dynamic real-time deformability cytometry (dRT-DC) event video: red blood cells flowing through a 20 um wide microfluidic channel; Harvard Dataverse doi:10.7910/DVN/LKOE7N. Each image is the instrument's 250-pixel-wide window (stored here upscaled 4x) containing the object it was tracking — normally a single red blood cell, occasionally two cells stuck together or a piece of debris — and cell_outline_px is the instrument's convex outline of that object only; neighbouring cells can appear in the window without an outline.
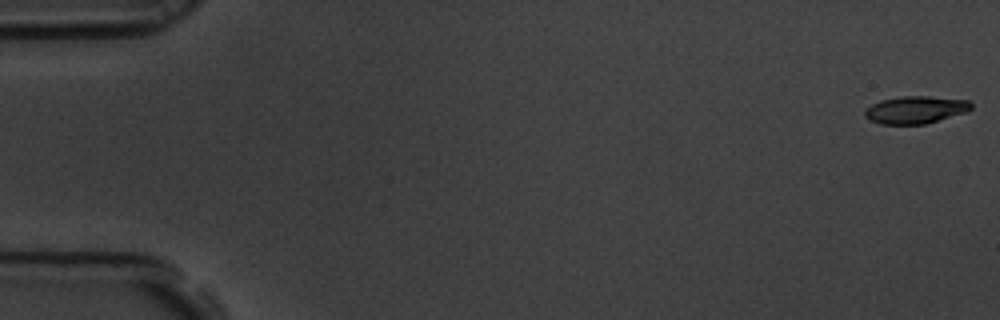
{"species": "common noctule bat (a hibernating species)", "species_latin": "Nyctalus noctula", "temperature_condition": "room temperature", "stored_images_in_passage": 59, "camera_frame_rate_fps": 3000, "um_per_image_px": 0.085, "animal": {"sex": "male", "body_mass_g": 19.5, "forearm_length_mm": 54.6}, "frame": {"image": 1, "passage_image": 1, "time_ms": 0.0, "image_size_px": [1000, 320], "cell_outline_px": [[972, 108], [968, 112], [924, 124], [880, 124], [864, 116], [864, 112], [872, 104], [880, 100], [900, 96], [928, 96], [968, 100], [972, 104]], "centroid_in_image_um": [77.84, 9.32], "position_along_channel_um": 7.2, "area_um2": 16.99}}
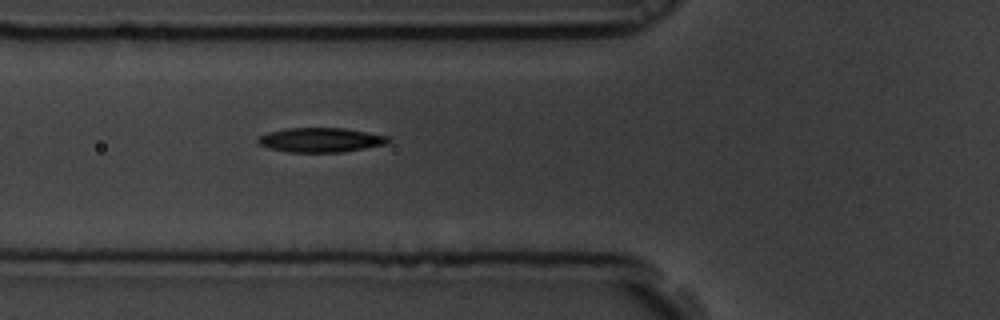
{"frame": {"image": 2, "passage_image": 22, "time_ms": 7.0, "image_size_px": [1000, 320], "cell_outline_px": [[392, 140], [388, 144], [340, 152], [288, 152], [268, 148], [260, 144], [256, 140], [260, 136], [268, 132], [284, 128], [344, 128], [388, 136]], "centroid_in_image_um": [27.26, 11.89], "position_along_channel_um": 98.5, "area_um2": 18.55}}
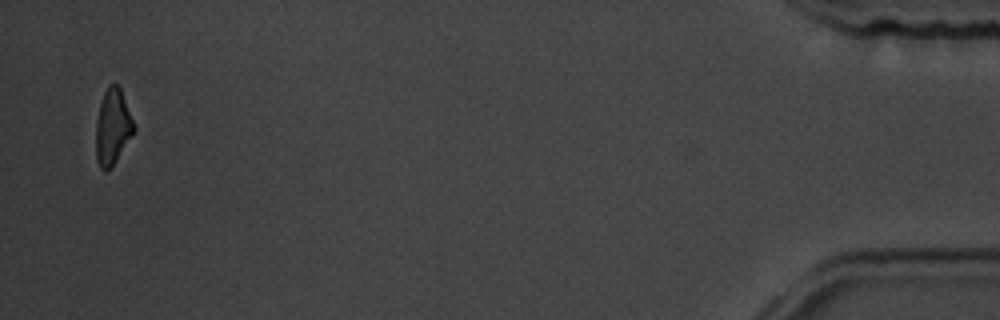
{"frame": {"image": 3, "passage_image": 58, "time_ms": 19.0, "image_size_px": [1000, 320], "cell_outline_px": [[136, 128], [112, 168], [104, 172], [100, 168], [96, 160], [96, 120], [100, 104], [104, 92], [108, 84], [116, 84], [120, 88]], "centroid_in_image_um": [9.56, 10.82], "position_along_channel_um": 425.6, "area_um2": 16.7}, "authors_computed_cell_mechanics": {"area_um2": 17.8602, "velocity_mm_per_s": 3.4591, "shape_relaxation_time_tau1_ms": 3.2427, "shape_relaxation_time_tau2_ms": 4.6261, "deformation_change_tau1": 0.1243, "deformation_change_tau2": 0.1231}}